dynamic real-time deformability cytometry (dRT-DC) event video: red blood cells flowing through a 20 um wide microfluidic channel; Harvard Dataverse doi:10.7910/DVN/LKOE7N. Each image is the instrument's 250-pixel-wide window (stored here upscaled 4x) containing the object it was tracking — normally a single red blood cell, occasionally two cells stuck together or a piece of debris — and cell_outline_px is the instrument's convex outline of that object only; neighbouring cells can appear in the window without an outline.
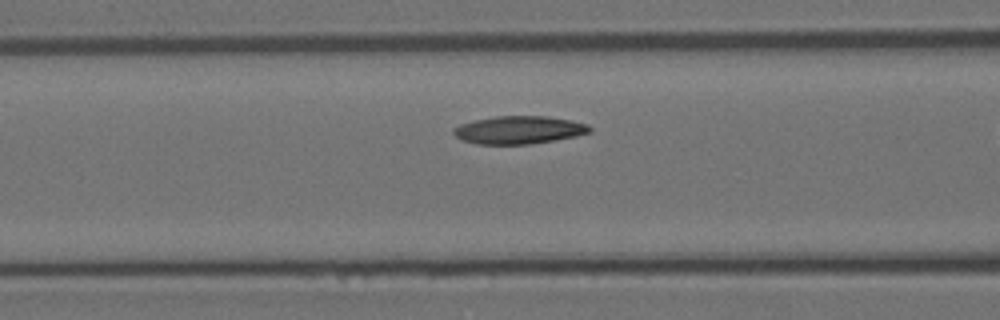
{"species": "Egyptian fruit bat (a non-hibernating species)", "species_latin": "Rousettus aegyptiacus", "temperature_condition": "room temperature", "stored_images_in_passage": 33, "camera_frame_rate_fps": 3000, "um_per_image_px": 0.085, "animal": {"sex": "female"}, "frame": {"image": 1, "passage_image": 11, "time_ms": 3.333, "image_size_px": [1000, 320], "cell_outline_px": [[592, 132], [576, 136], [556, 140], [528, 144], [476, 144], [460, 140], [452, 132], [452, 128], [460, 124], [476, 120], [496, 116], [548, 116], [572, 120], [588, 124], [592, 128]], "centroid_in_image_um": [44.12, 11.04], "position_along_channel_um": 122.5, "area_um2": 22.31}}
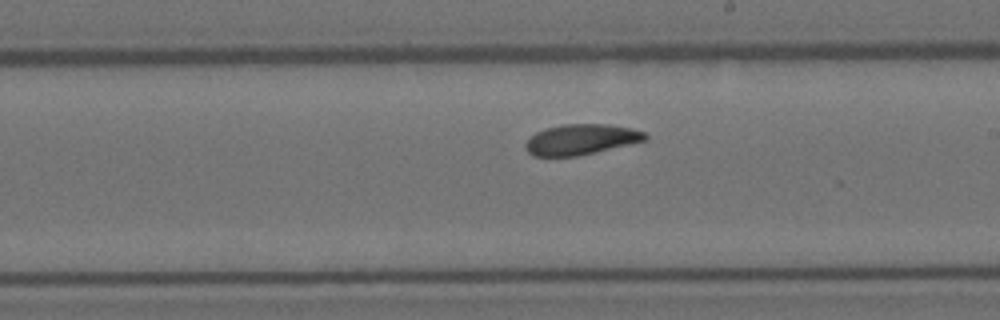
{"frame": {"image": 2, "passage_image": 21, "time_ms": 6.667, "image_size_px": [1000, 320], "cell_outline_px": [[648, 140], [576, 156], [532, 156], [524, 148], [524, 144], [536, 132], [544, 128], [564, 124], [608, 124], [632, 128], [644, 132], [648, 136]], "centroid_in_image_um": [49.38, 11.85], "position_along_channel_um": 239.6, "area_um2": 21.27}}
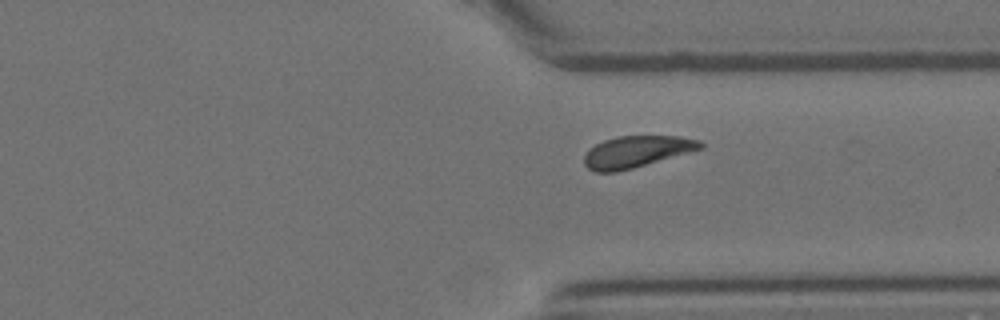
{"frame": {"image": 3, "passage_image": 31, "time_ms": 10.0, "image_size_px": [1000, 320], "cell_outline_px": [[704, 148], [632, 168], [616, 172], [596, 172], [588, 168], [584, 164], [584, 156], [596, 144], [604, 140], [616, 136], [680, 136], [700, 140], [704, 144]], "centroid_in_image_um": [54.13, 12.88], "position_along_channel_um": 357.3, "area_um2": 21.21}}